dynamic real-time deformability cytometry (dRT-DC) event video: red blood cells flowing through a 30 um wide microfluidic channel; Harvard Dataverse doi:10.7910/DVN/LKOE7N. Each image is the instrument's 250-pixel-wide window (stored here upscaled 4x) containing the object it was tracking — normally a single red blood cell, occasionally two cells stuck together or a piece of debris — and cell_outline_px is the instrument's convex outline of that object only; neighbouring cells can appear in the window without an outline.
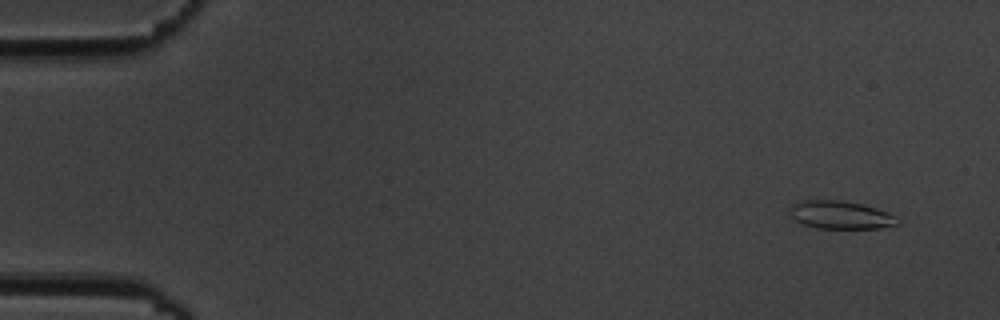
{"species": "common noctule bat (a hibernating species)", "species_latin": "Nyctalus noctula", "temperature_condition": "cold", "stored_images_in_passage": 5, "camera_frame_rate_fps": 3000, "um_per_image_px": 0.085, "animal": {"sex": "male", "body_mass_g": 19.5, "forearm_length_mm": 54.6}, "frame": {"image": 1, "passage_image": 1, "time_ms": 0.0, "image_size_px": [1000, 320], "cell_outline_px": [[900, 224], [880, 228], [816, 228], [800, 224], [788, 212], [792, 204], [800, 200], [840, 200], [860, 204], [876, 208], [896, 216], [900, 220]], "centroid_in_image_um": [71.43, 18.27], "position_along_channel_um": 13.6, "area_um2": 17.69}}
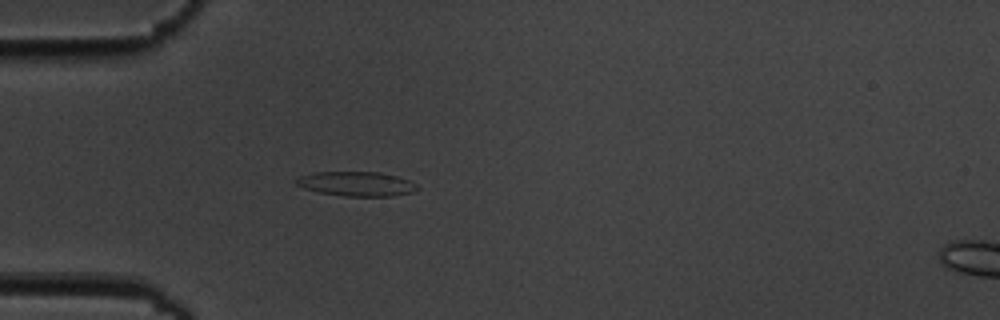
{"frame": {"image": 2, "passage_image": 4, "time_ms": 4.333, "image_size_px": [1000, 320], "cell_outline_px": [[420, 188], [416, 192], [392, 196], [344, 196], [320, 192], [304, 188], [296, 184], [292, 180], [300, 176], [312, 172], [380, 172], [396, 176], [408, 180], [416, 184]], "centroid_in_image_um": [30.31, 15.62], "position_along_channel_um": 54.7, "area_um2": 17.4}}